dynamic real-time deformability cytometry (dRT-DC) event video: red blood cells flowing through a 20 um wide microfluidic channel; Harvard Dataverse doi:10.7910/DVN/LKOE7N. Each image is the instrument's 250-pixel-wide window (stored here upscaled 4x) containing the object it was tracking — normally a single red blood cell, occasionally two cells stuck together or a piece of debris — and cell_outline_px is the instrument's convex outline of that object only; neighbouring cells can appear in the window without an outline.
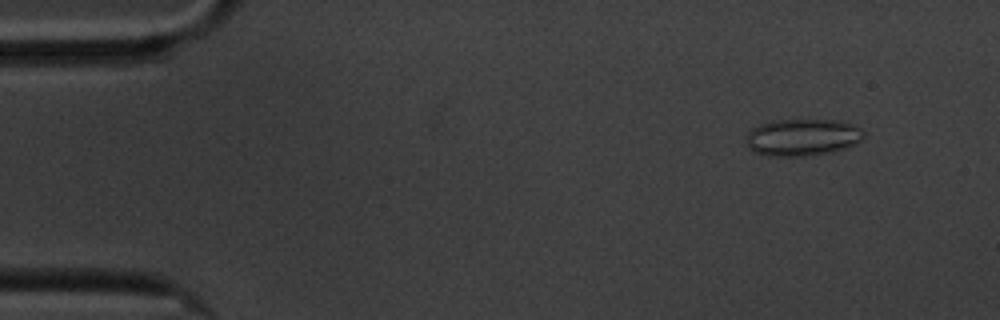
{"species": "common noctule bat (a hibernating species)", "species_latin": "Nyctalus noctula", "temperature_condition": "cold", "stored_images_in_passage": 4, "camera_frame_rate_fps": 3000, "um_per_image_px": 0.085, "animal": {"sex": "male", "body_mass_g": 20.1, "forearm_length_mm": 53.5}, "frame": {"image": 1, "passage_image": 1, "time_ms": 0.0, "image_size_px": [1000, 320], "cell_outline_px": [[864, 136], [860, 140], [844, 148], [828, 152], [804, 156], [764, 156], [748, 148], [744, 140], [748, 132], [752, 128], [768, 120], [840, 120], [852, 124], [860, 128], [864, 132]], "centroid_in_image_um": [68.14, 11.66], "position_along_channel_um": 16.9, "area_um2": 25.43}}
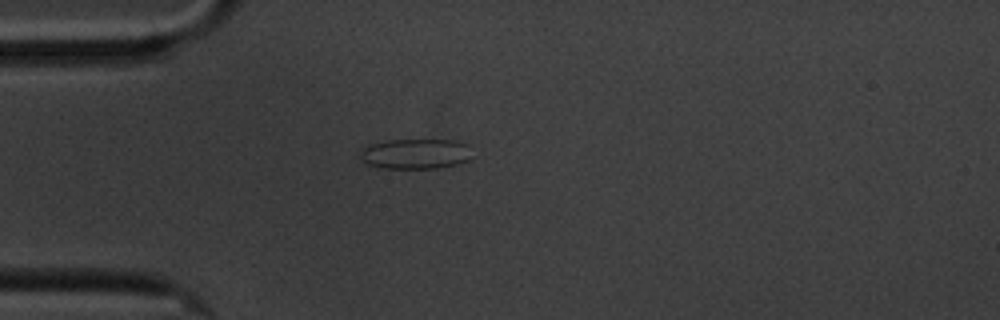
{"frame": {"image": 2, "passage_image": 4, "time_ms": 3.333, "image_size_px": [1000, 320], "cell_outline_px": [[468, 160], [456, 164], [440, 168], [380, 168], [368, 164], [360, 160], [360, 156], [364, 148], [368, 144], [388, 140], [456, 140], [468, 144]], "centroid_in_image_um": [35.28, 13.07], "position_along_channel_um": 49.7, "area_um2": 19.59}}